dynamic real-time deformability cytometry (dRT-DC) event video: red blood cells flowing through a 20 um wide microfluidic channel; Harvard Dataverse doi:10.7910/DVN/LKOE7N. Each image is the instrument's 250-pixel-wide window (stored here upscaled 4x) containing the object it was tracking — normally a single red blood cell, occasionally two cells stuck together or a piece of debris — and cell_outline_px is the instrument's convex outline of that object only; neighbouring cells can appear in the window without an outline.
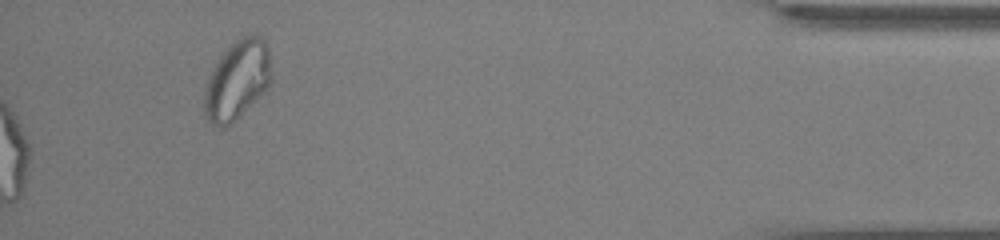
{"species": "common noctule bat (a hibernating species)", "species_latin": "Nyctalus noctula", "temperature_condition": "cold", "stored_images_in_passage": 60, "camera_frame_rate_fps": 3000, "um_per_image_px": 0.085, "animal": {"sex": "male", "body_mass_g": 13.0, "forearm_length_mm": 53.1}, "frame": {"image": 1, "passage_image": 60, "time_ms": 19.667, "image_size_px": [1000, 240], "cell_outline_px": [[272, 84], [236, 120], [224, 128], [220, 128], [212, 124], [204, 116], [204, 92], [208, 76], [212, 68], [220, 56], [236, 40], [252, 32], [260, 36], [268, 44], [272, 72]], "centroid_in_image_um": [20.18, 6.81], "position_along_channel_um": 415.0, "area_um2": 31.44}, "authors_computed_cell_mechanics": {"area_um2": 29.4491, "velocity_mm_per_s": 3.6027, "shape_relaxation_time_tau1_ms": null, "shape_relaxation_time_tau2_ms": 1.6937, "deformation_change_tau1": null, "deformation_change_tau2": 0.0844}}